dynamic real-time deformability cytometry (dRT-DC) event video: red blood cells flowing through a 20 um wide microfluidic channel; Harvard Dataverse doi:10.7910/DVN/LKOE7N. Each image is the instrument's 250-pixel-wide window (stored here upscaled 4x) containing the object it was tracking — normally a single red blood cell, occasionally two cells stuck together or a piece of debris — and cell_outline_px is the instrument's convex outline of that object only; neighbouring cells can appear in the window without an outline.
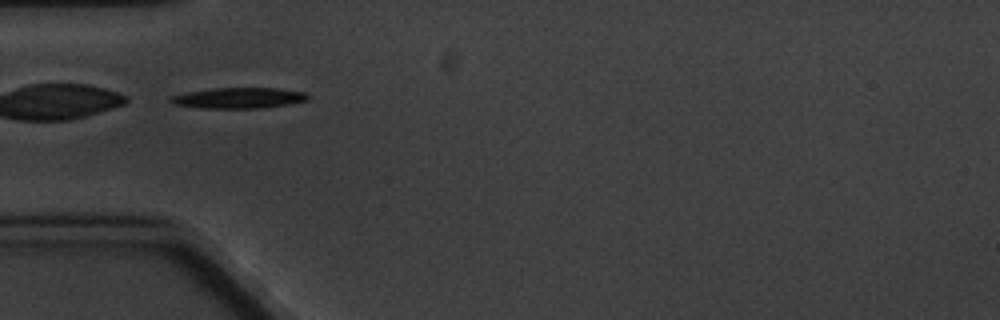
{"species": "common noctule bat (a hibernating species)", "species_latin": "Nyctalus noctula", "temperature_condition": "cold", "stored_images_in_passage": 6, "camera_frame_rate_fps": 3000, "um_per_image_px": 0.085, "animal": {"sex": "male", "body_mass_g": 20.1, "forearm_length_mm": 53.5}, "frame": {"image": 1, "passage_image": 6, "time_ms": 5.667, "image_size_px": [1000, 320], "cell_outline_px": [[308, 100], [288, 104], [260, 108], [200, 108], [172, 104], [168, 100], [172, 96], [188, 92], [212, 88], [280, 88], [304, 92], [308, 96]], "centroid_in_image_um": [20.27, 8.33], "position_along_channel_um": 64.7, "area_um2": 16.53}}